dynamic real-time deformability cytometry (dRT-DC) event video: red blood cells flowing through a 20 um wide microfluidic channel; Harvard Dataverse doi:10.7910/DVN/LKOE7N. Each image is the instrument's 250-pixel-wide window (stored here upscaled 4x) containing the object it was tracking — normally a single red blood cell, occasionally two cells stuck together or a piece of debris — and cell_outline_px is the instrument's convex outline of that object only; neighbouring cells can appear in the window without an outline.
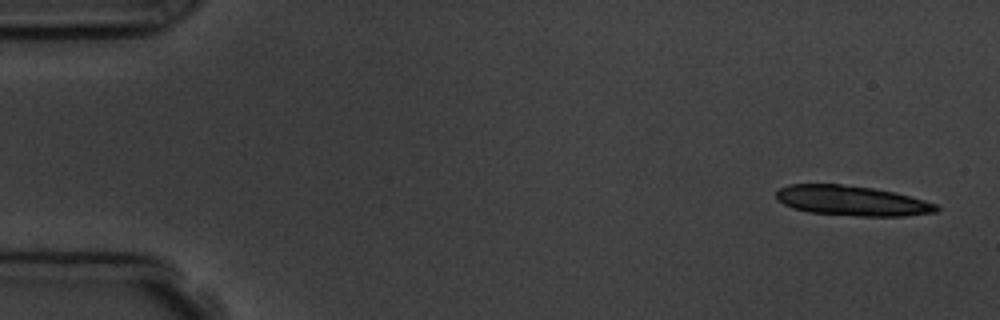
{"species": "common noctule bat (a hibernating species)", "species_latin": "Nyctalus noctula", "temperature_condition": "room temperature", "stored_images_in_passage": 5, "segment_of_instrument_passage": [1, 2], "camera_frame_rate_fps": 3000, "um_per_image_px": 0.085, "animal": {"sex": "male", "body_mass_g": 19.5, "forearm_length_mm": 54.6}, "frame": {"image": 1, "passage_image": 1, "time_ms": 0.0, "image_size_px": [1000, 320], "cell_outline_px": [[940, 208], [936, 212], [904, 216], [856, 216], [808, 212], [792, 208], [776, 200], [776, 192], [780, 188], [788, 184], [840, 184], [872, 188], [896, 192], [924, 200], [936, 204]], "centroid_in_image_um": [72.39, 17.06], "position_along_channel_um": 12.6, "area_um2": 28.09}}